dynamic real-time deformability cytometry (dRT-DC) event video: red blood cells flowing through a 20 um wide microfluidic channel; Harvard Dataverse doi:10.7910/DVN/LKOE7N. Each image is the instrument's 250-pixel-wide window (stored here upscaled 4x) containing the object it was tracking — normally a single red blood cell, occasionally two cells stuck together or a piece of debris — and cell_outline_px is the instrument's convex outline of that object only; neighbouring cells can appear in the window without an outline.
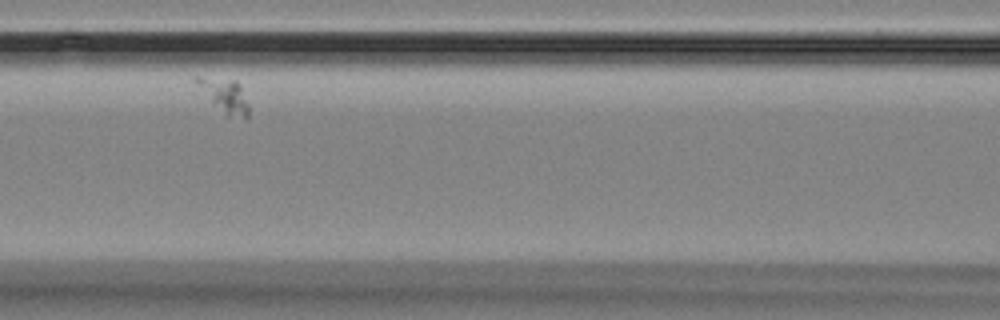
{"species": "Egyptian fruit bat (a non-hibernating species)", "species_latin": "Rousettus aegyptiacus", "temperature_condition": "room temperature", "stored_images_in_passage": 4, "camera_frame_rate_fps": 3000, "um_per_image_px": 0.085, "animal": {"sex": "female"}, "frame": {"image": 1, "passage_image": 3, "time_ms": 2.333, "image_size_px": [1000, 320], "cell_outline_px": [[248, 120], [244, 120], [224, 116], [196, 80], [196, 76], [236, 80], [240, 84], [248, 104]], "centroid_in_image_um": [19.22, 8.19], "position_along_channel_um": 147.4, "area_um2": 10.0}}